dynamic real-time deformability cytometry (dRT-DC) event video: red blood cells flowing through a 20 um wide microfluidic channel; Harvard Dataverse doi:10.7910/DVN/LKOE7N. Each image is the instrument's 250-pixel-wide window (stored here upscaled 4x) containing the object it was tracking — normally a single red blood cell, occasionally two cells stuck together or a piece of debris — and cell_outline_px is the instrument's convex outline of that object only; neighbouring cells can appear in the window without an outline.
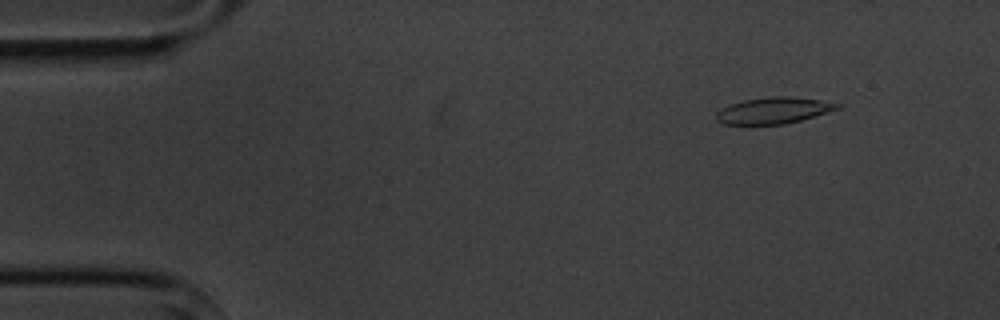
{"species": "common noctule bat (a hibernating species)", "species_latin": "Nyctalus noctula", "temperature_condition": "cold", "stored_images_in_passage": 4, "camera_frame_rate_fps": 3000, "um_per_image_px": 0.085, "animal": {"sex": "male", "body_mass_g": 20.1, "forearm_length_mm": 53.5}, "frame": {"image": 1, "passage_image": 1, "time_ms": 0.0, "image_size_px": [1000, 320], "cell_outline_px": [[844, 104], [840, 108], [828, 112], [800, 120], [784, 124], [724, 124], [716, 120], [716, 112], [720, 108], [744, 100], [768, 96], [792, 96], [820, 100]], "centroid_in_image_um": [65.77, 9.38], "position_along_channel_um": 19.2, "area_um2": 18.61}}